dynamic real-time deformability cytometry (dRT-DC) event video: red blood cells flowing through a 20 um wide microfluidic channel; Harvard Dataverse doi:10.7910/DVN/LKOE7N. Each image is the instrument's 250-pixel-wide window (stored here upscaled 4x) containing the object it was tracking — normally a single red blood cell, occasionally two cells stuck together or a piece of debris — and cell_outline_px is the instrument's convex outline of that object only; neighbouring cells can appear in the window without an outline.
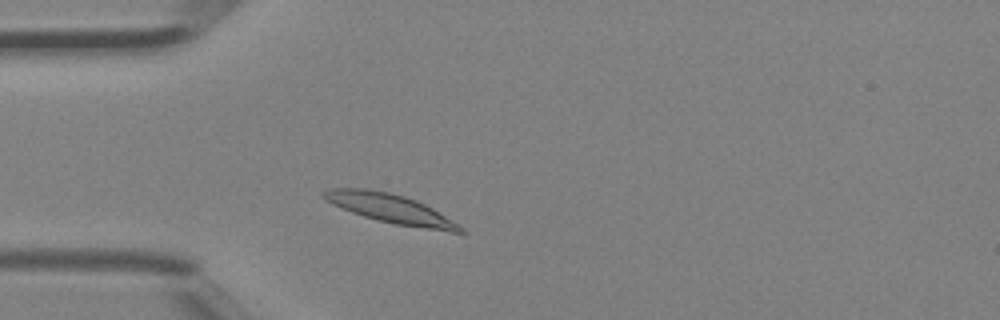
{"species": "Egyptian fruit bat (a non-hibernating species)", "species_latin": "Rousettus aegyptiacus", "temperature_condition": "room temperature", "stored_images_in_passage": 39, "camera_frame_rate_fps": 3000, "um_per_image_px": 0.085, "animal": {"sex": "female"}, "frame": {"image": 1, "passage_image": 5, "time_ms": 1.333, "image_size_px": [1000, 320], "cell_outline_px": [[468, 232], [464, 236], [396, 224], [364, 216], [352, 212], [332, 204], [324, 200], [320, 196], [320, 192], [328, 188], [364, 188], [388, 192], [404, 196], [416, 200], [432, 208], [464, 228]], "centroid_in_image_um": [33.26, 17.77], "position_along_channel_um": 51.7, "area_um2": 23.58}}
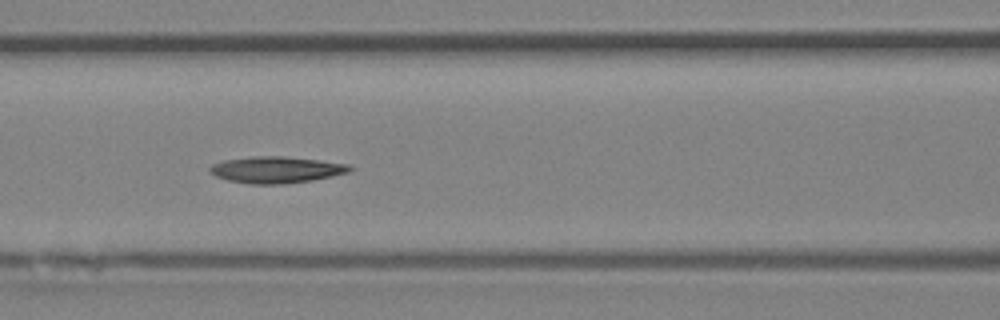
{"frame": {"image": 2, "passage_image": 12, "time_ms": 3.667, "image_size_px": [1000, 320], "cell_outline_px": [[356, 168], [348, 172], [332, 176], [312, 180], [284, 184], [248, 184], [228, 180], [216, 176], [208, 172], [208, 168], [212, 164], [224, 160], [252, 156], [284, 156], [320, 160], [352, 164]], "centroid_in_image_um": [23.5, 14.42], "position_along_channel_um": 143.1, "area_um2": 21.91}}
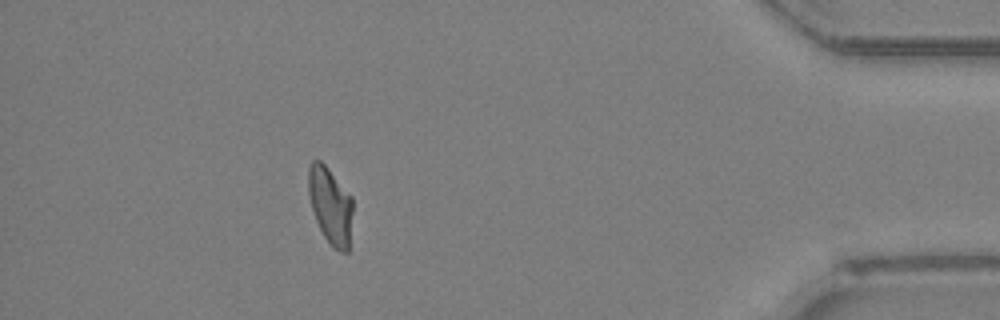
{"frame": {"image": 3, "passage_image": 34, "time_ms": 11.0, "image_size_px": [1000, 320], "cell_outline_px": [[352, 212], [348, 252], [340, 252], [332, 248], [324, 236], [316, 220], [308, 196], [308, 168], [312, 160], [320, 160], [328, 168], [352, 196]], "centroid_in_image_um": [28.08, 17.46], "position_along_channel_um": 407.1, "area_um2": 19.88}}